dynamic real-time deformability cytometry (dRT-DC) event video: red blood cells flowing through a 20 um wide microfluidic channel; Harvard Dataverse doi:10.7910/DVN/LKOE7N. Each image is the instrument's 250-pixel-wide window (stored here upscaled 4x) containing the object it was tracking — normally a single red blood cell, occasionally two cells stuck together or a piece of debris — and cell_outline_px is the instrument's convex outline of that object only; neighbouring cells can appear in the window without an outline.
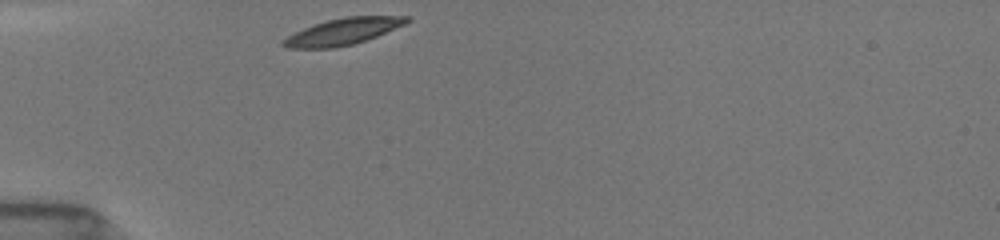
{"species": "common noctule bat (a hibernating species)", "species_latin": "Nyctalus noctula", "temperature_condition": "room temperature", "stored_images_in_passage": 30, "camera_frame_rate_fps": 3000, "um_per_image_px": 0.085, "animal": {"sex": "female", "body_mass_g": 19.5, "forearm_length_mm": 54.1}, "frame": {"image": 1, "passage_image": 1, "time_ms": 0.0, "image_size_px": [1000, 240], "cell_outline_px": [[412, 20], [404, 24], [376, 36], [352, 44], [336, 48], [288, 48], [280, 44], [280, 40], [312, 24], [344, 16], [408, 16]], "centroid_in_image_um": [29.11, 2.68], "position_along_channel_um": 55.9, "area_um2": 18.96}}
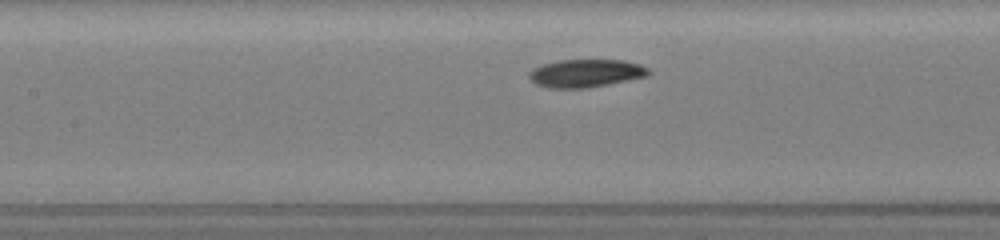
{"frame": {"image": 2, "passage_image": 10, "time_ms": 3.0, "image_size_px": [1000, 240], "cell_outline_px": [[652, 72], [648, 76], [588, 88], [548, 88], [536, 84], [528, 76], [528, 72], [532, 68], [544, 64], [560, 60], [624, 60], [640, 64], [648, 68]], "centroid_in_image_um": [49.8, 6.22], "position_along_channel_um": 157.6, "area_um2": 19.54}}
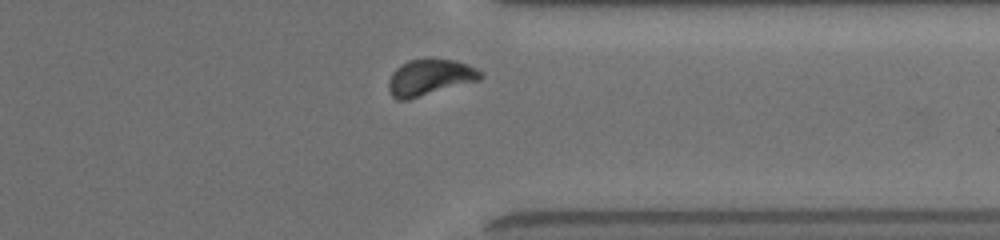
{"frame": {"image": 3, "passage_image": 27, "time_ms": 8.667, "image_size_px": [1000, 240], "cell_outline_px": [[484, 76], [480, 80], [408, 100], [396, 100], [392, 96], [388, 88], [388, 80], [392, 72], [400, 64], [408, 60], [428, 56], [432, 56], [456, 60], [468, 64], [484, 72]], "centroid_in_image_um": [36.54, 6.53], "position_along_channel_um": 374.9, "area_um2": 20.23}, "authors_computed_cell_mechanics": {"area_um2": 19.4786, "velocity_mm_per_s": 3.8448, "shape_relaxation_time_tau1_ms": 1.7789, "shape_relaxation_time_tau2_ms": 2.9348, "deformation_change_tau1": 0.1007, "deformation_change_tau2": 0.0686}}